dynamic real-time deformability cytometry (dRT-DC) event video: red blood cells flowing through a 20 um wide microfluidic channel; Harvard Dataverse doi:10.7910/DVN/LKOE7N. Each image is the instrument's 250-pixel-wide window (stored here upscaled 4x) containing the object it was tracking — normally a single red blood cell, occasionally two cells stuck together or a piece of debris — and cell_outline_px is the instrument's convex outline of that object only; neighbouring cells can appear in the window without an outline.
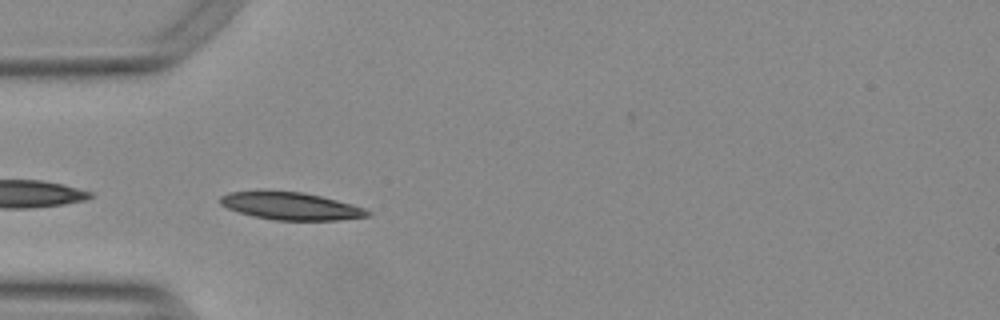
{"species": "Egyptian fruit bat (a non-hibernating species)", "species_latin": "Rousettus aegyptiacus", "temperature_condition": "warm", "stored_images_in_passage": 31, "camera_frame_rate_fps": 3000, "um_per_image_px": 0.085, "animal": {"sex": "female"}, "frame": {"image": 1, "passage_image": 1, "time_ms": 0.0, "image_size_px": [1000, 320], "cell_outline_px": [[372, 212], [368, 216], [336, 220], [276, 220], [252, 216], [228, 208], [220, 204], [220, 196], [228, 192], [260, 188], [264, 188], [304, 192], [352, 204], [364, 208]], "centroid_in_image_um": [24.63, 17.46], "position_along_channel_um": 60.4, "area_um2": 24.28}}
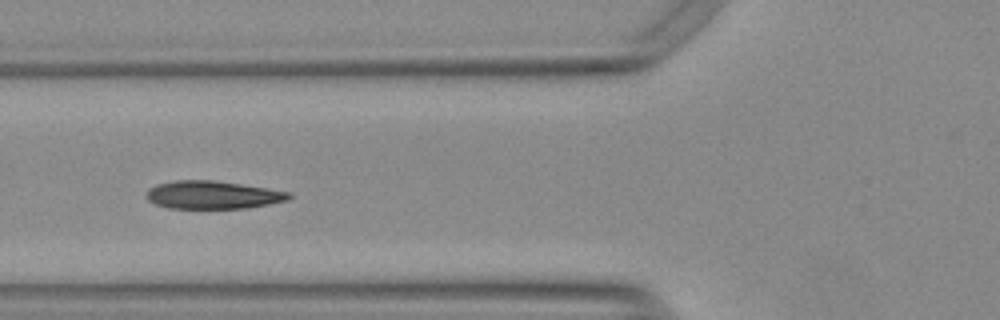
{"frame": {"image": 2, "passage_image": 5, "time_ms": 1.333, "image_size_px": [1000, 320], "cell_outline_px": [[292, 196], [288, 200], [268, 204], [244, 208], [168, 208], [156, 204], [148, 200], [148, 188], [156, 184], [176, 180], [212, 180], [240, 184], [292, 192]], "centroid_in_image_um": [18.09, 16.56], "position_along_channel_um": 107.7, "area_um2": 23.06}, "authors_computed_cell_mechanics": {"area_um2": 23.8714, "velocity_mm_per_s": 3.761, "shape_relaxation_time_tau1_ms": 4.7295, "shape_relaxation_time_tau2_ms": 1.2523, "deformation_change_tau1": 0.1647, "deformation_change_tau2": 0.0558}}